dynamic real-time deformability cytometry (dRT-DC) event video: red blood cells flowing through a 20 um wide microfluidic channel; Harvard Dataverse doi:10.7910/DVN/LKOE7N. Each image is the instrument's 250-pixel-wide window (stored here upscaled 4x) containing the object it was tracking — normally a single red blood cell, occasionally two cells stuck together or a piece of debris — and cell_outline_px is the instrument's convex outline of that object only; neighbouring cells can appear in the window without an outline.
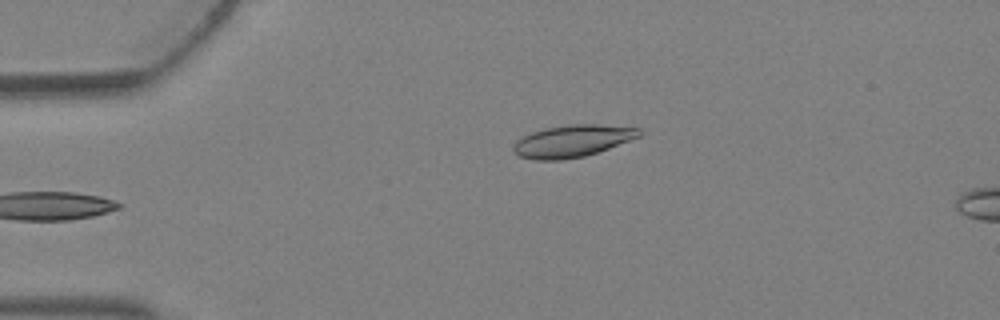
{"species": "Egyptian fruit bat (a non-hibernating species)", "species_latin": "Rousettus aegyptiacus", "temperature_condition": "warm", "stored_images_in_passage": 4, "camera_frame_rate_fps": 3000, "um_per_image_px": 0.085, "animal": {"sex": "female"}, "frame": {"image": 1, "passage_image": 4, "time_ms": 1.0, "image_size_px": [1000, 320], "cell_outline_px": [[644, 132], [640, 136], [608, 148], [584, 156], [560, 160], [536, 160], [520, 156], [512, 148], [516, 140], [532, 132], [548, 128], [568, 124], [596, 124], [640, 128]], "centroid_in_image_um": [48.66, 11.98], "position_along_channel_um": 36.3, "area_um2": 23.24}}